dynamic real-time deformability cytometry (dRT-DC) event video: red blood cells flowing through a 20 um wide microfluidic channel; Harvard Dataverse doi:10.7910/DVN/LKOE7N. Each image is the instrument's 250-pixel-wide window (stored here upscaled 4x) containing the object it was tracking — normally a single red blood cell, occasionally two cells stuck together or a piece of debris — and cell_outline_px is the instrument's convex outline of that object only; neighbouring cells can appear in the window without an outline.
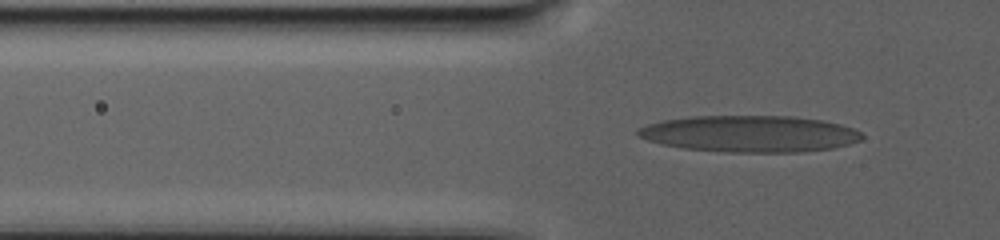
{"species": "human", "species_latin": "Homo sapiens", "temperature_condition": "warm", "stored_images_in_passage": 104, "camera_frame_rate_fps": 3000, "um_per_image_px": 0.085, "donor": {"sex": "male"}, "frame": {"image": 1, "passage_image": 37, "time_ms": 12.0, "image_size_px": [1000, 240], "cell_outline_px": [[864, 136], [860, 140], [848, 144], [832, 148], [800, 152], [724, 152], [684, 148], [660, 144], [636, 136], [636, 128], [648, 124], [664, 120], [692, 116], [792, 116], [820, 120], [840, 124], [852, 128], [860, 132]], "centroid_in_image_um": [63.69, 11.37], "position_along_channel_um": 62.1, "area_um2": 47.74}}
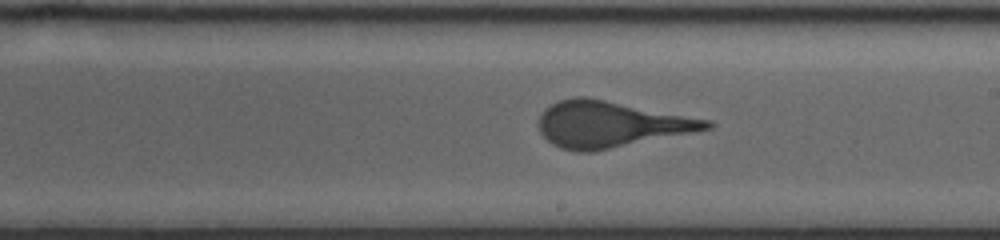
{"frame": {"image": 2, "passage_image": 64, "time_ms": 21.0, "image_size_px": [1000, 240], "cell_outline_px": [[716, 124], [712, 128], [592, 152], [576, 152], [560, 148], [552, 144], [540, 132], [540, 116], [544, 108], [560, 100], [576, 96], [588, 96], [712, 120]], "centroid_in_image_um": [51.91, 10.55], "position_along_channel_um": 237.1, "area_um2": 45.14}}
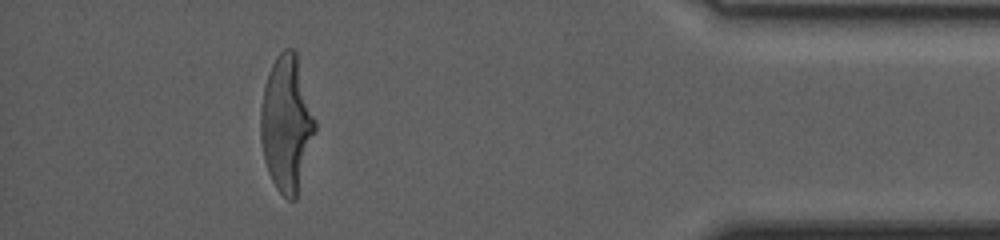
{"frame": {"image": 3, "passage_image": 95, "time_ms": 31.333, "image_size_px": [1000, 240], "cell_outline_px": [[316, 132], [296, 200], [288, 200], [276, 188], [268, 172], [264, 160], [260, 140], [260, 108], [264, 88], [268, 72], [276, 56], [284, 48], [292, 48], [296, 52], [316, 120]], "centroid_in_image_um": [24.36, 10.52], "position_along_channel_um": 410.8, "area_um2": 43.41}}